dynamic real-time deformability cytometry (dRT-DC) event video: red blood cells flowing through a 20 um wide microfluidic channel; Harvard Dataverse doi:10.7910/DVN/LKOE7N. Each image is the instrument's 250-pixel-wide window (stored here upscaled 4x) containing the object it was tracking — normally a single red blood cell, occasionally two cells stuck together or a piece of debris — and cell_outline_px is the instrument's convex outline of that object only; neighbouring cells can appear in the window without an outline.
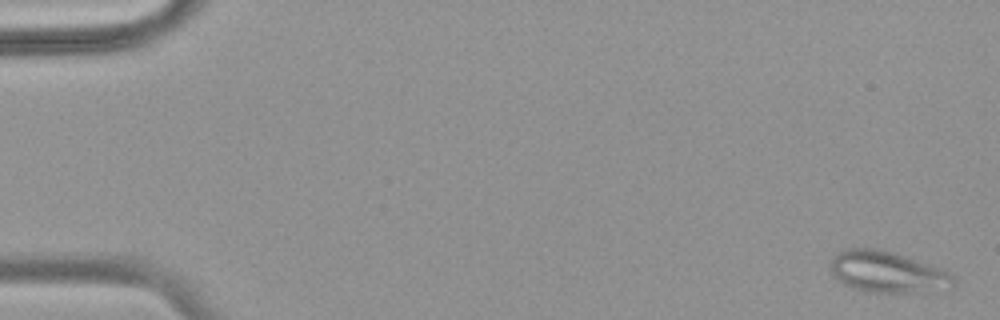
{"species": "common noctule bat (a hibernating species)", "species_latin": "Nyctalus noctula", "temperature_condition": "warm", "stored_images_in_passage": 55, "camera_frame_rate_fps": 3000, "um_per_image_px": 0.085, "animal": {"sex": "female", "body_mass_g": 18.4}, "frame": {"image": 1, "passage_image": 2, "time_ms": 0.333, "image_size_px": [1000, 320], "cell_outline_px": [[956, 284], [948, 288], [916, 292], [864, 292], [852, 288], [844, 284], [828, 268], [832, 256], [844, 248], [876, 248], [892, 252], [940, 268], [948, 272], [956, 280]], "centroid_in_image_um": [75.38, 23.11], "position_along_channel_um": 9.6, "area_um2": 29.48}}
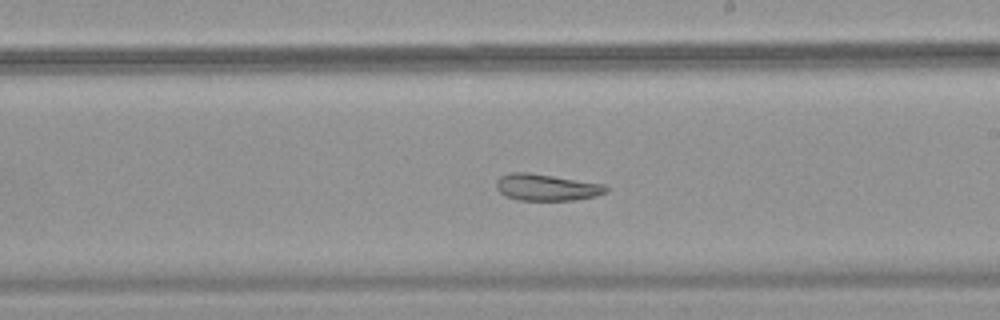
{"frame": {"image": 2, "passage_image": 33, "time_ms": 10.667, "image_size_px": [1000, 320], "cell_outline_px": [[608, 192], [596, 196], [576, 200], [520, 200], [504, 196], [496, 188], [496, 180], [500, 176], [508, 172], [528, 172], [604, 184], [608, 188]], "centroid_in_image_um": [46.44, 15.92], "position_along_channel_um": 242.6, "area_um2": 17.17}}
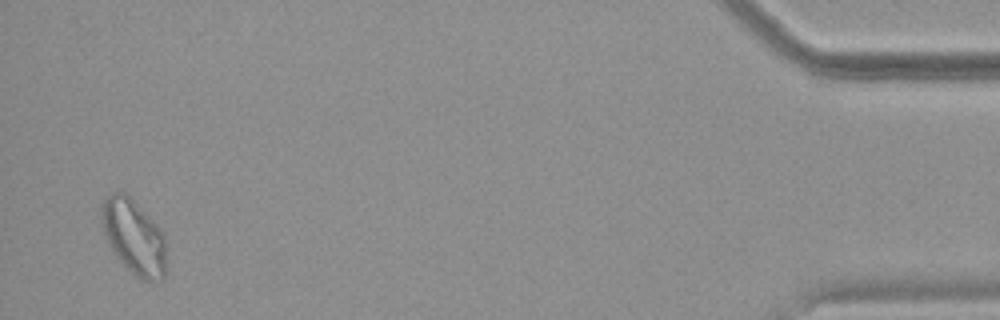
{"frame": {"image": 3, "passage_image": 54, "time_ms": 17.667, "image_size_px": [1000, 320], "cell_outline_px": [[164, 276], [160, 280], [140, 280], [112, 252], [108, 244], [100, 220], [100, 212], [104, 196], [112, 192], [124, 192], [132, 196], [164, 236]], "centroid_in_image_um": [11.3, 20.07], "position_along_channel_um": 423.9, "area_um2": 27.98}, "authors_computed_cell_mechanics": {"area_um2": 24.2182, "velocity_mm_per_s": 3.6934, "shape_relaxation_time_tau1_ms": null, "shape_relaxation_time_tau2_ms": 6.5216, "deformation_change_tau1": null, "deformation_change_tau2": 0.1366}}